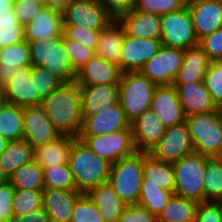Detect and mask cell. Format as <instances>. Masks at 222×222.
<instances>
[{
    "mask_svg": "<svg viewBox=\"0 0 222 222\" xmlns=\"http://www.w3.org/2000/svg\"><path fill=\"white\" fill-rule=\"evenodd\" d=\"M40 106L60 135L79 137L83 117L80 87L75 81L60 85L41 100Z\"/></svg>",
    "mask_w": 222,
    "mask_h": 222,
    "instance_id": "1",
    "label": "cell"
},
{
    "mask_svg": "<svg viewBox=\"0 0 222 222\" xmlns=\"http://www.w3.org/2000/svg\"><path fill=\"white\" fill-rule=\"evenodd\" d=\"M111 165L106 159L95 155L79 138L73 142L68 166L78 191L87 193L95 186L108 183Z\"/></svg>",
    "mask_w": 222,
    "mask_h": 222,
    "instance_id": "2",
    "label": "cell"
},
{
    "mask_svg": "<svg viewBox=\"0 0 222 222\" xmlns=\"http://www.w3.org/2000/svg\"><path fill=\"white\" fill-rule=\"evenodd\" d=\"M31 66L44 67L62 83L74 82L76 72L64 45V35L29 42Z\"/></svg>",
    "mask_w": 222,
    "mask_h": 222,
    "instance_id": "3",
    "label": "cell"
},
{
    "mask_svg": "<svg viewBox=\"0 0 222 222\" xmlns=\"http://www.w3.org/2000/svg\"><path fill=\"white\" fill-rule=\"evenodd\" d=\"M144 152L122 158L111 165L108 183L125 205H137L143 181Z\"/></svg>",
    "mask_w": 222,
    "mask_h": 222,
    "instance_id": "4",
    "label": "cell"
},
{
    "mask_svg": "<svg viewBox=\"0 0 222 222\" xmlns=\"http://www.w3.org/2000/svg\"><path fill=\"white\" fill-rule=\"evenodd\" d=\"M156 87L157 85L140 71L122 72L119 82V104L130 123L150 109Z\"/></svg>",
    "mask_w": 222,
    "mask_h": 222,
    "instance_id": "5",
    "label": "cell"
},
{
    "mask_svg": "<svg viewBox=\"0 0 222 222\" xmlns=\"http://www.w3.org/2000/svg\"><path fill=\"white\" fill-rule=\"evenodd\" d=\"M212 157L192 153L172 163L175 176V195L198 203L205 201L204 175Z\"/></svg>",
    "mask_w": 222,
    "mask_h": 222,
    "instance_id": "6",
    "label": "cell"
},
{
    "mask_svg": "<svg viewBox=\"0 0 222 222\" xmlns=\"http://www.w3.org/2000/svg\"><path fill=\"white\" fill-rule=\"evenodd\" d=\"M194 153L214 158L222 152V123L216 111L186 117Z\"/></svg>",
    "mask_w": 222,
    "mask_h": 222,
    "instance_id": "7",
    "label": "cell"
},
{
    "mask_svg": "<svg viewBox=\"0 0 222 222\" xmlns=\"http://www.w3.org/2000/svg\"><path fill=\"white\" fill-rule=\"evenodd\" d=\"M162 45L186 50L198 46L193 20L186 5L180 10L160 15Z\"/></svg>",
    "mask_w": 222,
    "mask_h": 222,
    "instance_id": "8",
    "label": "cell"
},
{
    "mask_svg": "<svg viewBox=\"0 0 222 222\" xmlns=\"http://www.w3.org/2000/svg\"><path fill=\"white\" fill-rule=\"evenodd\" d=\"M95 155L111 164L133 155L137 150L133 142L132 129H124L102 136L78 137Z\"/></svg>",
    "mask_w": 222,
    "mask_h": 222,
    "instance_id": "9",
    "label": "cell"
},
{
    "mask_svg": "<svg viewBox=\"0 0 222 222\" xmlns=\"http://www.w3.org/2000/svg\"><path fill=\"white\" fill-rule=\"evenodd\" d=\"M62 13L63 26L87 30L101 31L113 21L98 0H71Z\"/></svg>",
    "mask_w": 222,
    "mask_h": 222,
    "instance_id": "10",
    "label": "cell"
},
{
    "mask_svg": "<svg viewBox=\"0 0 222 222\" xmlns=\"http://www.w3.org/2000/svg\"><path fill=\"white\" fill-rule=\"evenodd\" d=\"M185 50L162 46L140 69L157 86L172 85L182 66Z\"/></svg>",
    "mask_w": 222,
    "mask_h": 222,
    "instance_id": "11",
    "label": "cell"
},
{
    "mask_svg": "<svg viewBox=\"0 0 222 222\" xmlns=\"http://www.w3.org/2000/svg\"><path fill=\"white\" fill-rule=\"evenodd\" d=\"M194 153L186 121L165 129V133L149 154L159 161L174 163Z\"/></svg>",
    "mask_w": 222,
    "mask_h": 222,
    "instance_id": "12",
    "label": "cell"
},
{
    "mask_svg": "<svg viewBox=\"0 0 222 222\" xmlns=\"http://www.w3.org/2000/svg\"><path fill=\"white\" fill-rule=\"evenodd\" d=\"M24 136L23 139L34 149L60 137V133L47 118L42 107H23Z\"/></svg>",
    "mask_w": 222,
    "mask_h": 222,
    "instance_id": "13",
    "label": "cell"
},
{
    "mask_svg": "<svg viewBox=\"0 0 222 222\" xmlns=\"http://www.w3.org/2000/svg\"><path fill=\"white\" fill-rule=\"evenodd\" d=\"M83 125L79 136H102L124 129H132L119 102L103 112L91 116H82Z\"/></svg>",
    "mask_w": 222,
    "mask_h": 222,
    "instance_id": "14",
    "label": "cell"
},
{
    "mask_svg": "<svg viewBox=\"0 0 222 222\" xmlns=\"http://www.w3.org/2000/svg\"><path fill=\"white\" fill-rule=\"evenodd\" d=\"M2 89L6 102L20 107L38 106L42 100L35 92L34 80H31V65L19 67Z\"/></svg>",
    "mask_w": 222,
    "mask_h": 222,
    "instance_id": "15",
    "label": "cell"
},
{
    "mask_svg": "<svg viewBox=\"0 0 222 222\" xmlns=\"http://www.w3.org/2000/svg\"><path fill=\"white\" fill-rule=\"evenodd\" d=\"M158 39H140L125 35L121 48V71H140L162 47Z\"/></svg>",
    "mask_w": 222,
    "mask_h": 222,
    "instance_id": "16",
    "label": "cell"
},
{
    "mask_svg": "<svg viewBox=\"0 0 222 222\" xmlns=\"http://www.w3.org/2000/svg\"><path fill=\"white\" fill-rule=\"evenodd\" d=\"M150 109L160 118L166 128L186 120L185 112L173 84L156 87Z\"/></svg>",
    "mask_w": 222,
    "mask_h": 222,
    "instance_id": "17",
    "label": "cell"
},
{
    "mask_svg": "<svg viewBox=\"0 0 222 222\" xmlns=\"http://www.w3.org/2000/svg\"><path fill=\"white\" fill-rule=\"evenodd\" d=\"M122 71L120 67L96 54L76 72L78 86L119 85Z\"/></svg>",
    "mask_w": 222,
    "mask_h": 222,
    "instance_id": "18",
    "label": "cell"
},
{
    "mask_svg": "<svg viewBox=\"0 0 222 222\" xmlns=\"http://www.w3.org/2000/svg\"><path fill=\"white\" fill-rule=\"evenodd\" d=\"M187 6L198 40L222 26V0H189Z\"/></svg>",
    "mask_w": 222,
    "mask_h": 222,
    "instance_id": "19",
    "label": "cell"
},
{
    "mask_svg": "<svg viewBox=\"0 0 222 222\" xmlns=\"http://www.w3.org/2000/svg\"><path fill=\"white\" fill-rule=\"evenodd\" d=\"M133 142L137 151L149 153L165 133L166 127L151 109L131 122Z\"/></svg>",
    "mask_w": 222,
    "mask_h": 222,
    "instance_id": "20",
    "label": "cell"
},
{
    "mask_svg": "<svg viewBox=\"0 0 222 222\" xmlns=\"http://www.w3.org/2000/svg\"><path fill=\"white\" fill-rule=\"evenodd\" d=\"M117 21L123 27L127 36L161 40V17L158 14L131 9L121 15Z\"/></svg>",
    "mask_w": 222,
    "mask_h": 222,
    "instance_id": "21",
    "label": "cell"
},
{
    "mask_svg": "<svg viewBox=\"0 0 222 222\" xmlns=\"http://www.w3.org/2000/svg\"><path fill=\"white\" fill-rule=\"evenodd\" d=\"M83 194L80 191L45 188L42 207L50 222H70L75 203Z\"/></svg>",
    "mask_w": 222,
    "mask_h": 222,
    "instance_id": "22",
    "label": "cell"
},
{
    "mask_svg": "<svg viewBox=\"0 0 222 222\" xmlns=\"http://www.w3.org/2000/svg\"><path fill=\"white\" fill-rule=\"evenodd\" d=\"M82 116L100 114L119 102V85L79 86Z\"/></svg>",
    "mask_w": 222,
    "mask_h": 222,
    "instance_id": "23",
    "label": "cell"
},
{
    "mask_svg": "<svg viewBox=\"0 0 222 222\" xmlns=\"http://www.w3.org/2000/svg\"><path fill=\"white\" fill-rule=\"evenodd\" d=\"M25 40H48L63 34V13L60 10L43 6L37 16L26 26Z\"/></svg>",
    "mask_w": 222,
    "mask_h": 222,
    "instance_id": "24",
    "label": "cell"
},
{
    "mask_svg": "<svg viewBox=\"0 0 222 222\" xmlns=\"http://www.w3.org/2000/svg\"><path fill=\"white\" fill-rule=\"evenodd\" d=\"M186 117L194 114L210 113L217 110L204 82L173 84Z\"/></svg>",
    "mask_w": 222,
    "mask_h": 222,
    "instance_id": "25",
    "label": "cell"
},
{
    "mask_svg": "<svg viewBox=\"0 0 222 222\" xmlns=\"http://www.w3.org/2000/svg\"><path fill=\"white\" fill-rule=\"evenodd\" d=\"M86 194L97 206L104 222H118L126 205L109 183L95 186Z\"/></svg>",
    "mask_w": 222,
    "mask_h": 222,
    "instance_id": "26",
    "label": "cell"
},
{
    "mask_svg": "<svg viewBox=\"0 0 222 222\" xmlns=\"http://www.w3.org/2000/svg\"><path fill=\"white\" fill-rule=\"evenodd\" d=\"M77 138L61 135L56 140L33 149L34 160L42 167L48 168L68 164L69 152Z\"/></svg>",
    "mask_w": 222,
    "mask_h": 222,
    "instance_id": "27",
    "label": "cell"
},
{
    "mask_svg": "<svg viewBox=\"0 0 222 222\" xmlns=\"http://www.w3.org/2000/svg\"><path fill=\"white\" fill-rule=\"evenodd\" d=\"M209 63L208 56L199 46L186 49L182 66L173 84H189L203 81Z\"/></svg>",
    "mask_w": 222,
    "mask_h": 222,
    "instance_id": "28",
    "label": "cell"
},
{
    "mask_svg": "<svg viewBox=\"0 0 222 222\" xmlns=\"http://www.w3.org/2000/svg\"><path fill=\"white\" fill-rule=\"evenodd\" d=\"M125 31L117 20H113L100 32L95 54L115 63L121 70V48Z\"/></svg>",
    "mask_w": 222,
    "mask_h": 222,
    "instance_id": "29",
    "label": "cell"
},
{
    "mask_svg": "<svg viewBox=\"0 0 222 222\" xmlns=\"http://www.w3.org/2000/svg\"><path fill=\"white\" fill-rule=\"evenodd\" d=\"M31 65L29 42L24 40L18 44L0 48V86H3L19 67Z\"/></svg>",
    "mask_w": 222,
    "mask_h": 222,
    "instance_id": "30",
    "label": "cell"
},
{
    "mask_svg": "<svg viewBox=\"0 0 222 222\" xmlns=\"http://www.w3.org/2000/svg\"><path fill=\"white\" fill-rule=\"evenodd\" d=\"M143 180H147V184L158 185L175 193L176 183L172 163L156 160L147 152H144Z\"/></svg>",
    "mask_w": 222,
    "mask_h": 222,
    "instance_id": "31",
    "label": "cell"
},
{
    "mask_svg": "<svg viewBox=\"0 0 222 222\" xmlns=\"http://www.w3.org/2000/svg\"><path fill=\"white\" fill-rule=\"evenodd\" d=\"M34 160L33 148L26 140L9 141L0 155V167L10 177L19 167Z\"/></svg>",
    "mask_w": 222,
    "mask_h": 222,
    "instance_id": "32",
    "label": "cell"
},
{
    "mask_svg": "<svg viewBox=\"0 0 222 222\" xmlns=\"http://www.w3.org/2000/svg\"><path fill=\"white\" fill-rule=\"evenodd\" d=\"M198 202L173 194L157 216V221L193 222Z\"/></svg>",
    "mask_w": 222,
    "mask_h": 222,
    "instance_id": "33",
    "label": "cell"
},
{
    "mask_svg": "<svg viewBox=\"0 0 222 222\" xmlns=\"http://www.w3.org/2000/svg\"><path fill=\"white\" fill-rule=\"evenodd\" d=\"M0 135L8 141L23 139V107L6 102L0 108Z\"/></svg>",
    "mask_w": 222,
    "mask_h": 222,
    "instance_id": "34",
    "label": "cell"
},
{
    "mask_svg": "<svg viewBox=\"0 0 222 222\" xmlns=\"http://www.w3.org/2000/svg\"><path fill=\"white\" fill-rule=\"evenodd\" d=\"M15 189L44 190L43 168L35 161L19 167L10 177Z\"/></svg>",
    "mask_w": 222,
    "mask_h": 222,
    "instance_id": "35",
    "label": "cell"
},
{
    "mask_svg": "<svg viewBox=\"0 0 222 222\" xmlns=\"http://www.w3.org/2000/svg\"><path fill=\"white\" fill-rule=\"evenodd\" d=\"M173 193L154 184H147L143 180L140 189L138 205L147 209L151 214L158 216Z\"/></svg>",
    "mask_w": 222,
    "mask_h": 222,
    "instance_id": "36",
    "label": "cell"
},
{
    "mask_svg": "<svg viewBox=\"0 0 222 222\" xmlns=\"http://www.w3.org/2000/svg\"><path fill=\"white\" fill-rule=\"evenodd\" d=\"M25 40V28L18 21L13 7L0 14V48L18 44Z\"/></svg>",
    "mask_w": 222,
    "mask_h": 222,
    "instance_id": "37",
    "label": "cell"
},
{
    "mask_svg": "<svg viewBox=\"0 0 222 222\" xmlns=\"http://www.w3.org/2000/svg\"><path fill=\"white\" fill-rule=\"evenodd\" d=\"M44 187L78 191L68 164L43 168Z\"/></svg>",
    "mask_w": 222,
    "mask_h": 222,
    "instance_id": "38",
    "label": "cell"
},
{
    "mask_svg": "<svg viewBox=\"0 0 222 222\" xmlns=\"http://www.w3.org/2000/svg\"><path fill=\"white\" fill-rule=\"evenodd\" d=\"M43 190L15 189L12 201L13 216L25 215L42 208Z\"/></svg>",
    "mask_w": 222,
    "mask_h": 222,
    "instance_id": "39",
    "label": "cell"
},
{
    "mask_svg": "<svg viewBox=\"0 0 222 222\" xmlns=\"http://www.w3.org/2000/svg\"><path fill=\"white\" fill-rule=\"evenodd\" d=\"M203 183L205 201H222V167L215 158L207 162Z\"/></svg>",
    "mask_w": 222,
    "mask_h": 222,
    "instance_id": "40",
    "label": "cell"
},
{
    "mask_svg": "<svg viewBox=\"0 0 222 222\" xmlns=\"http://www.w3.org/2000/svg\"><path fill=\"white\" fill-rule=\"evenodd\" d=\"M31 80H34L35 92L41 99L49 96L63 84L44 67L31 66Z\"/></svg>",
    "mask_w": 222,
    "mask_h": 222,
    "instance_id": "41",
    "label": "cell"
},
{
    "mask_svg": "<svg viewBox=\"0 0 222 222\" xmlns=\"http://www.w3.org/2000/svg\"><path fill=\"white\" fill-rule=\"evenodd\" d=\"M186 0H134L132 9L145 13L163 15L182 9Z\"/></svg>",
    "mask_w": 222,
    "mask_h": 222,
    "instance_id": "42",
    "label": "cell"
},
{
    "mask_svg": "<svg viewBox=\"0 0 222 222\" xmlns=\"http://www.w3.org/2000/svg\"><path fill=\"white\" fill-rule=\"evenodd\" d=\"M203 82L216 106L222 104V61H210Z\"/></svg>",
    "mask_w": 222,
    "mask_h": 222,
    "instance_id": "43",
    "label": "cell"
},
{
    "mask_svg": "<svg viewBox=\"0 0 222 222\" xmlns=\"http://www.w3.org/2000/svg\"><path fill=\"white\" fill-rule=\"evenodd\" d=\"M70 222H104L97 206L84 193L75 203Z\"/></svg>",
    "mask_w": 222,
    "mask_h": 222,
    "instance_id": "44",
    "label": "cell"
},
{
    "mask_svg": "<svg viewBox=\"0 0 222 222\" xmlns=\"http://www.w3.org/2000/svg\"><path fill=\"white\" fill-rule=\"evenodd\" d=\"M101 31L87 30L79 26H63V35L70 40H75L82 46L96 50Z\"/></svg>",
    "mask_w": 222,
    "mask_h": 222,
    "instance_id": "45",
    "label": "cell"
},
{
    "mask_svg": "<svg viewBox=\"0 0 222 222\" xmlns=\"http://www.w3.org/2000/svg\"><path fill=\"white\" fill-rule=\"evenodd\" d=\"M64 45L69 54L72 68L77 72L82 66H84L94 55L95 51L82 46L75 40L67 39L64 36Z\"/></svg>",
    "mask_w": 222,
    "mask_h": 222,
    "instance_id": "46",
    "label": "cell"
},
{
    "mask_svg": "<svg viewBox=\"0 0 222 222\" xmlns=\"http://www.w3.org/2000/svg\"><path fill=\"white\" fill-rule=\"evenodd\" d=\"M198 46L210 61H222V26L199 39Z\"/></svg>",
    "mask_w": 222,
    "mask_h": 222,
    "instance_id": "47",
    "label": "cell"
},
{
    "mask_svg": "<svg viewBox=\"0 0 222 222\" xmlns=\"http://www.w3.org/2000/svg\"><path fill=\"white\" fill-rule=\"evenodd\" d=\"M193 222H222V201L199 203Z\"/></svg>",
    "mask_w": 222,
    "mask_h": 222,
    "instance_id": "48",
    "label": "cell"
},
{
    "mask_svg": "<svg viewBox=\"0 0 222 222\" xmlns=\"http://www.w3.org/2000/svg\"><path fill=\"white\" fill-rule=\"evenodd\" d=\"M44 5L32 0H13V9L18 21L26 26L40 12Z\"/></svg>",
    "mask_w": 222,
    "mask_h": 222,
    "instance_id": "49",
    "label": "cell"
},
{
    "mask_svg": "<svg viewBox=\"0 0 222 222\" xmlns=\"http://www.w3.org/2000/svg\"><path fill=\"white\" fill-rule=\"evenodd\" d=\"M15 188L9 183L0 185V222H12V201Z\"/></svg>",
    "mask_w": 222,
    "mask_h": 222,
    "instance_id": "50",
    "label": "cell"
},
{
    "mask_svg": "<svg viewBox=\"0 0 222 222\" xmlns=\"http://www.w3.org/2000/svg\"><path fill=\"white\" fill-rule=\"evenodd\" d=\"M118 222H157V216L140 205H126Z\"/></svg>",
    "mask_w": 222,
    "mask_h": 222,
    "instance_id": "51",
    "label": "cell"
},
{
    "mask_svg": "<svg viewBox=\"0 0 222 222\" xmlns=\"http://www.w3.org/2000/svg\"><path fill=\"white\" fill-rule=\"evenodd\" d=\"M105 11L117 20L121 15L130 11L134 6V0H98Z\"/></svg>",
    "mask_w": 222,
    "mask_h": 222,
    "instance_id": "52",
    "label": "cell"
},
{
    "mask_svg": "<svg viewBox=\"0 0 222 222\" xmlns=\"http://www.w3.org/2000/svg\"><path fill=\"white\" fill-rule=\"evenodd\" d=\"M12 222H50V219L42 207L25 215L13 217Z\"/></svg>",
    "mask_w": 222,
    "mask_h": 222,
    "instance_id": "53",
    "label": "cell"
},
{
    "mask_svg": "<svg viewBox=\"0 0 222 222\" xmlns=\"http://www.w3.org/2000/svg\"><path fill=\"white\" fill-rule=\"evenodd\" d=\"M71 0H46V6L63 11Z\"/></svg>",
    "mask_w": 222,
    "mask_h": 222,
    "instance_id": "54",
    "label": "cell"
},
{
    "mask_svg": "<svg viewBox=\"0 0 222 222\" xmlns=\"http://www.w3.org/2000/svg\"><path fill=\"white\" fill-rule=\"evenodd\" d=\"M13 7V0H0V14L1 13H8Z\"/></svg>",
    "mask_w": 222,
    "mask_h": 222,
    "instance_id": "55",
    "label": "cell"
},
{
    "mask_svg": "<svg viewBox=\"0 0 222 222\" xmlns=\"http://www.w3.org/2000/svg\"><path fill=\"white\" fill-rule=\"evenodd\" d=\"M8 142L6 138L0 135V155L5 151Z\"/></svg>",
    "mask_w": 222,
    "mask_h": 222,
    "instance_id": "56",
    "label": "cell"
},
{
    "mask_svg": "<svg viewBox=\"0 0 222 222\" xmlns=\"http://www.w3.org/2000/svg\"><path fill=\"white\" fill-rule=\"evenodd\" d=\"M9 182V177L5 174V172L0 167V185Z\"/></svg>",
    "mask_w": 222,
    "mask_h": 222,
    "instance_id": "57",
    "label": "cell"
},
{
    "mask_svg": "<svg viewBox=\"0 0 222 222\" xmlns=\"http://www.w3.org/2000/svg\"><path fill=\"white\" fill-rule=\"evenodd\" d=\"M6 103L2 86H0V108Z\"/></svg>",
    "mask_w": 222,
    "mask_h": 222,
    "instance_id": "58",
    "label": "cell"
},
{
    "mask_svg": "<svg viewBox=\"0 0 222 222\" xmlns=\"http://www.w3.org/2000/svg\"><path fill=\"white\" fill-rule=\"evenodd\" d=\"M217 113L221 119V123H222V104H220L219 106H217Z\"/></svg>",
    "mask_w": 222,
    "mask_h": 222,
    "instance_id": "59",
    "label": "cell"
},
{
    "mask_svg": "<svg viewBox=\"0 0 222 222\" xmlns=\"http://www.w3.org/2000/svg\"><path fill=\"white\" fill-rule=\"evenodd\" d=\"M222 167V152L214 157Z\"/></svg>",
    "mask_w": 222,
    "mask_h": 222,
    "instance_id": "60",
    "label": "cell"
},
{
    "mask_svg": "<svg viewBox=\"0 0 222 222\" xmlns=\"http://www.w3.org/2000/svg\"><path fill=\"white\" fill-rule=\"evenodd\" d=\"M32 1L37 2V3H39V4H42V5L46 6V0H32Z\"/></svg>",
    "mask_w": 222,
    "mask_h": 222,
    "instance_id": "61",
    "label": "cell"
}]
</instances>
